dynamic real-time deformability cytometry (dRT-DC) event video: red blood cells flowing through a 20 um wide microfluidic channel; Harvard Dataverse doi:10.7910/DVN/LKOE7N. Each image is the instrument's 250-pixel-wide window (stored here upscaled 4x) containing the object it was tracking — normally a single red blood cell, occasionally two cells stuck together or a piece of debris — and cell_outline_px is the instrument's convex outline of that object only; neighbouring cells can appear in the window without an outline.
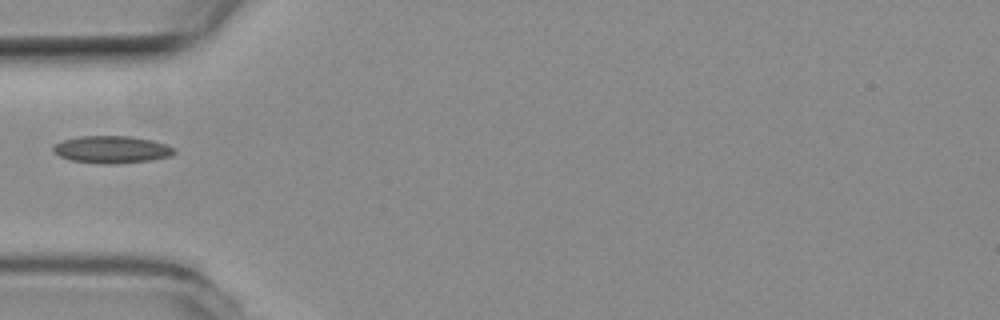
{"species": "common noctule bat (a hibernating species)", "species_latin": "Nyctalus noctula", "temperature_condition": "room temperature", "stored_images_in_passage": 2, "camera_frame_rate_fps": 3000, "um_per_image_px": 0.085, "animal": {"sex": "female", "body_mass_g": 19.3, "forearm_length_mm": 54.1}, "frame": {"image": 1, "passage_image": 1, "time_ms": 0.0, "image_size_px": [1000, 320], "cell_outline_px": [[176, 152], [168, 156], [148, 160], [108, 164], [100, 164], [72, 160], [60, 156], [52, 152], [52, 148], [56, 144], [64, 140], [80, 136], [132, 136], [152, 140], [164, 144], [172, 148]], "centroid_in_image_um": [9.45, 12.7], "position_along_channel_um": 75.6, "area_um2": 18.9}}